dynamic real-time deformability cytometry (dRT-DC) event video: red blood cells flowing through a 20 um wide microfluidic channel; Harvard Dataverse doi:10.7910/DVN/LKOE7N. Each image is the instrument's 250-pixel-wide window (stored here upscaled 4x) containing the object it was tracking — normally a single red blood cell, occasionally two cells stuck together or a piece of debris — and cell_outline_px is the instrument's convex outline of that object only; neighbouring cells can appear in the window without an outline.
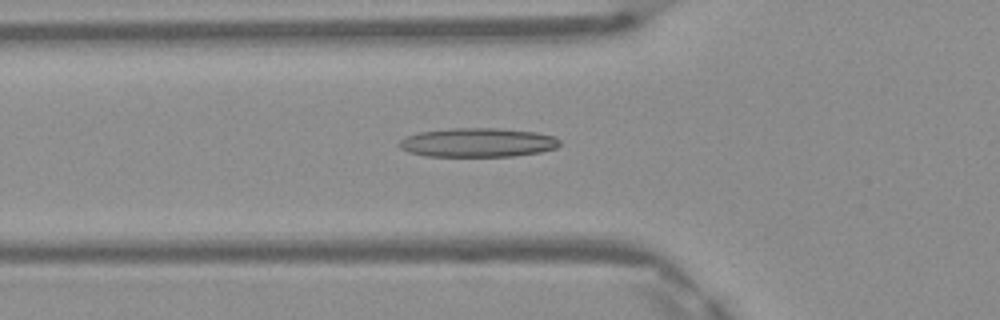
{"species": "Egyptian fruit bat (a non-hibernating species)", "species_latin": "Rousettus aegyptiacus", "temperature_condition": "warm", "stored_images_in_passage": 48, "camera_frame_rate_fps": 3000, "um_per_image_px": 0.085, "frame": {"image": 1, "passage_image": 17, "time_ms": 5.333, "image_size_px": [1000, 320], "cell_outline_px": [[560, 144], [556, 148], [540, 152], [512, 156], [424, 156], [408, 152], [400, 148], [396, 144], [404, 136], [420, 132], [452, 128], [500, 128], [536, 132], [556, 136], [560, 140]], "centroid_in_image_um": [40.59, 12.11], "position_along_channel_um": 85.2, "area_um2": 27.4}}
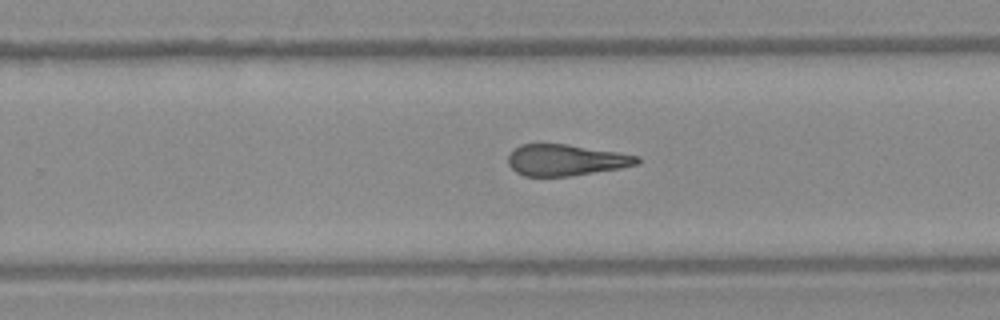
{"frame": {"image": 2, "passage_image": 31, "time_ms": 10.0, "image_size_px": [1000, 320], "cell_outline_px": [[640, 160], [636, 164], [620, 168], [572, 176], [524, 176], [516, 172], [508, 164], [508, 156], [520, 144], [568, 144], [640, 156]], "centroid_in_image_um": [48.08, 13.61], "position_along_channel_um": 281.7, "area_um2": 23.35}}
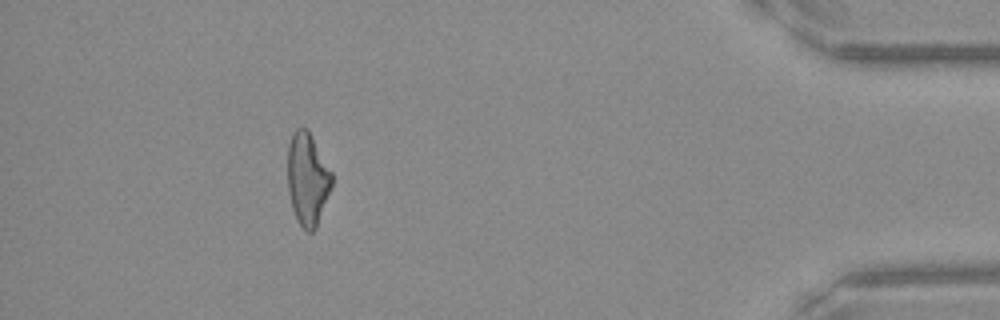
{"frame": {"image": 3, "passage_image": 44, "time_ms": 14.333, "image_size_px": [1000, 320], "cell_outline_px": [[332, 184], [316, 228], [312, 232], [308, 232], [300, 224], [292, 208], [288, 192], [288, 144], [292, 132], [296, 128], [308, 128], [332, 172]], "centroid_in_image_um": [26.13, 15.17], "position_along_channel_um": 409.1, "area_um2": 23.76}, "authors_computed_cell_mechanics": {"area_um2": 25.143, "velocity_mm_per_s": 4.1872, "shape_relaxation_time_tau1_ms": null, "shape_relaxation_time_tau2_ms": 3.5104, "deformation_change_tau1": null, "deformation_change_tau2": 0.1663}}